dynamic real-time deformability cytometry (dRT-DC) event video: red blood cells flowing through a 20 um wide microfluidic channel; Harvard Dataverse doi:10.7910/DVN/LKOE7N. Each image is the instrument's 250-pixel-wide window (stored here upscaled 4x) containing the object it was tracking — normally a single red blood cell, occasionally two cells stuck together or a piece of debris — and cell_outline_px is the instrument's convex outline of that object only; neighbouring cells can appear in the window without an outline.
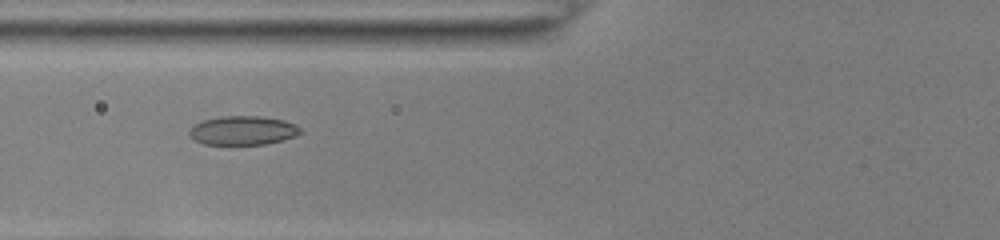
{"species": "common noctule bat (a hibernating species)", "species_latin": "Nyctalus noctula", "temperature_condition": "room temperature", "stored_images_in_passage": 33, "camera_frame_rate_fps": 3000, "um_per_image_px": 0.085, "animal": {"sex": "female", "body_mass_g": 22.0, "forearm_length_mm": 56.7}, "frame": {"image": 1, "passage_image": 4, "time_ms": 1.0, "image_size_px": [1000, 240], "cell_outline_px": [[300, 132], [296, 136], [264, 144], [204, 144], [196, 140], [188, 132], [196, 124], [204, 120], [220, 116], [260, 116], [284, 120], [296, 124], [300, 128]], "centroid_in_image_um": [20.67, 11.08], "position_along_channel_um": 105.1, "area_um2": 18.44}}
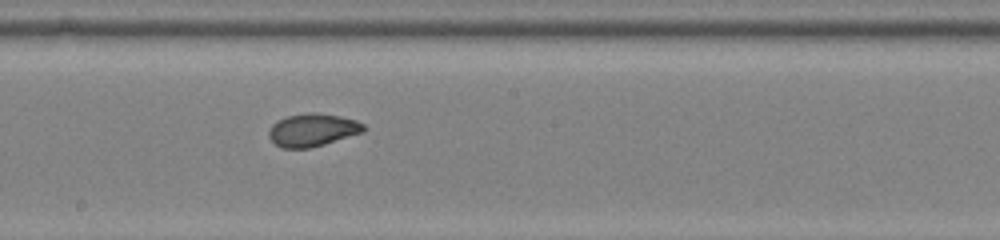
{"frame": {"image": 2, "passage_image": 13, "time_ms": 4.0, "image_size_px": [1000, 240], "cell_outline_px": [[364, 132], [324, 144], [308, 148], [280, 148], [268, 136], [268, 132], [272, 124], [288, 116], [308, 112], [316, 112], [340, 116], [356, 120], [364, 124]], "centroid_in_image_um": [26.57, 11.04], "position_along_channel_um": 221.6, "area_um2": 18.03}}
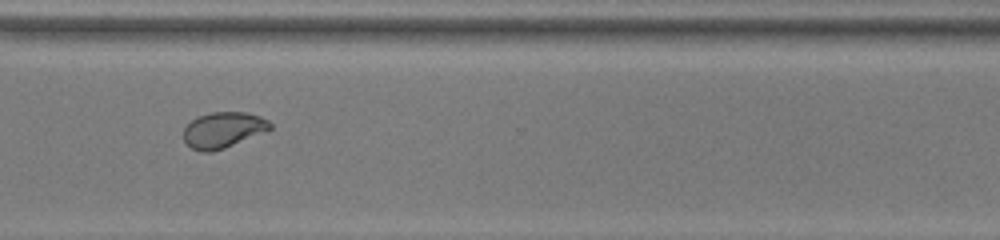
{"frame": {"image": 3, "passage_image": 23, "time_ms": 7.333, "image_size_px": [1000, 240], "cell_outline_px": [[272, 128], [268, 132], [224, 148], [208, 152], [200, 152], [192, 148], [184, 140], [184, 128], [192, 120], [200, 116], [212, 112], [248, 112], [260, 116], [268, 120], [272, 124]], "centroid_in_image_um": [19.03, 11.04], "position_along_channel_um": 351.6, "area_um2": 18.15}, "authors_computed_cell_mechanics": {"area_um2": 18.1492, "velocity_mm_per_s": 3.8807, "shape_relaxation_time_tau1_ms": 5.4751, "shape_relaxation_time_tau2_ms": 0.7971, "deformation_change_tau1": 0.1663, "deformation_change_tau2": 0.0467}}